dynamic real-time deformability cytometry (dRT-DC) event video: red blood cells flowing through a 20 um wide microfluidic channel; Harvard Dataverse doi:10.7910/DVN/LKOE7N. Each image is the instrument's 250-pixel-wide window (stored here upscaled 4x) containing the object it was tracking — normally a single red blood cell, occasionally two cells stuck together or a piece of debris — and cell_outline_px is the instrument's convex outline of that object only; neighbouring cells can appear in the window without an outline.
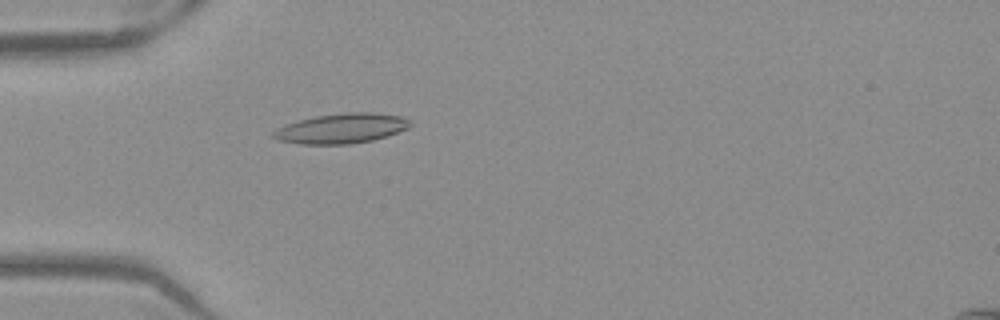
{"species": "Egyptian fruit bat (a non-hibernating species)", "species_latin": "Rousettus aegyptiacus", "temperature_condition": "warm", "stored_images_in_passage": 52, "camera_frame_rate_fps": 3000, "um_per_image_px": 0.085, "frame": {"image": 1, "passage_image": 16, "time_ms": 5.0, "image_size_px": [1000, 320], "cell_outline_px": [[412, 124], [408, 128], [388, 136], [372, 140], [348, 144], [300, 144], [280, 140], [272, 136], [272, 132], [276, 128], [284, 124], [316, 116], [344, 112], [372, 112], [400, 116], [408, 120]], "centroid_in_image_um": [29.01, 10.91], "position_along_channel_um": 56.0, "area_um2": 23.81}}
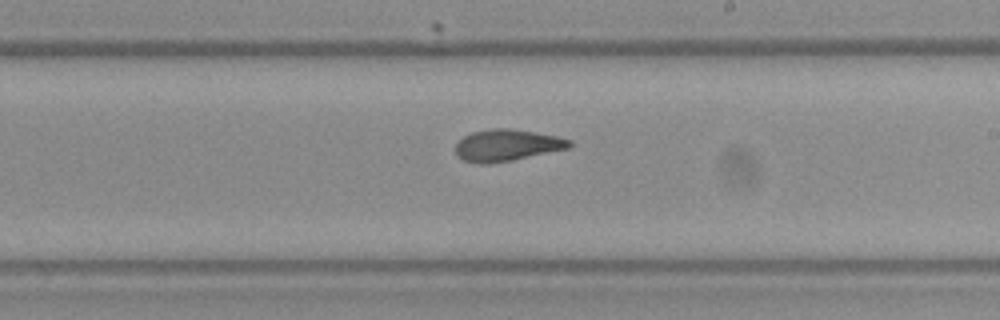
{"frame": {"image": 2, "passage_image": 31, "time_ms": 10.0, "image_size_px": [1000, 320], "cell_outline_px": [[572, 144], [568, 148], [512, 160], [488, 164], [476, 164], [464, 160], [456, 156], [456, 144], [464, 136], [472, 132], [492, 128], [512, 128], [556, 136], [572, 140]], "centroid_in_image_um": [43.06, 12.34], "position_along_channel_um": 245.9, "area_um2": 20.98}}
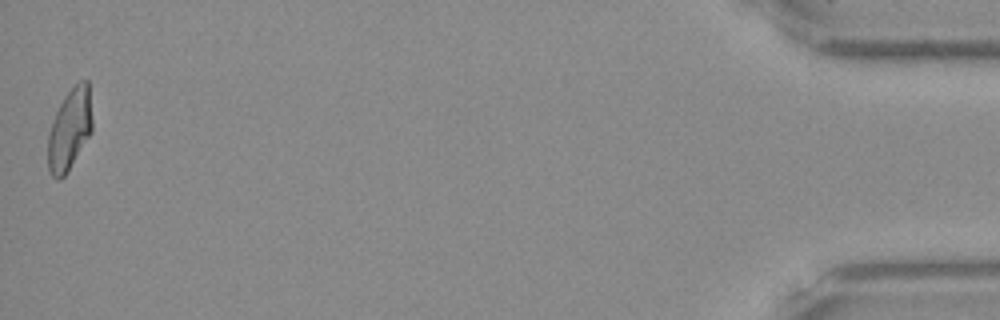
{"frame": {"image": 3, "passage_image": 52, "time_ms": 17.0, "image_size_px": [1000, 320], "cell_outline_px": [[92, 132], [68, 172], [60, 180], [56, 180], [52, 176], [48, 168], [48, 132], [56, 112], [64, 96], [80, 80], [88, 80], [92, 120]], "centroid_in_image_um": [5.92, 11.04], "position_along_channel_um": 429.3, "area_um2": 21.1}, "authors_computed_cell_mechanics": {"area_um2": 21.5016, "velocity_mm_per_s": 3.9248, "shape_relaxation_time_tau1_ms": 6.1351, "shape_relaxation_time_tau2_ms": 2.0048, "deformation_change_tau1": 0.2302, "deformation_change_tau2": 0.0981}}